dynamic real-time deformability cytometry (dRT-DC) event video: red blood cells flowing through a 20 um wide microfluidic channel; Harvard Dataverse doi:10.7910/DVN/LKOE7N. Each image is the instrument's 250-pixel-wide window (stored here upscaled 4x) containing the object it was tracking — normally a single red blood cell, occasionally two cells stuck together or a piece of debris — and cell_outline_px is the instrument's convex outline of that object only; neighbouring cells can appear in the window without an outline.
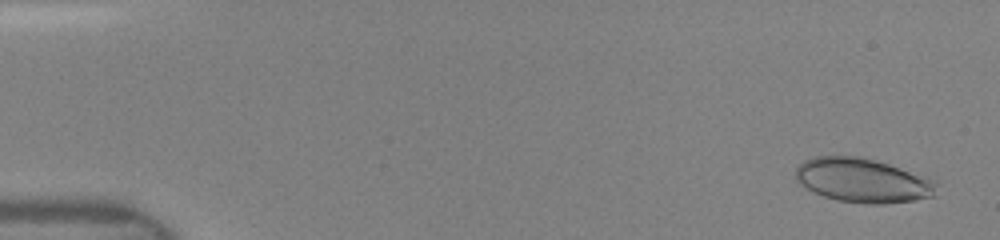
{"species": "human", "species_latin": "Homo sapiens", "temperature_condition": "room temperature", "stored_images_in_passage": 16, "camera_frame_rate_fps": 3000, "um_per_image_px": 0.085, "donor": {"sex": "female"}, "frame": {"image": 1, "passage_image": 1, "time_ms": 0.0, "image_size_px": [1000, 240], "cell_outline_px": [[936, 196], [912, 200], [884, 204], [868, 204], [836, 200], [824, 196], [808, 188], [796, 180], [796, 168], [804, 160], [816, 156], [860, 156], [888, 164], [936, 180]], "centroid_in_image_um": [73.34, 15.33], "position_along_channel_um": 11.7, "area_um2": 36.01}}